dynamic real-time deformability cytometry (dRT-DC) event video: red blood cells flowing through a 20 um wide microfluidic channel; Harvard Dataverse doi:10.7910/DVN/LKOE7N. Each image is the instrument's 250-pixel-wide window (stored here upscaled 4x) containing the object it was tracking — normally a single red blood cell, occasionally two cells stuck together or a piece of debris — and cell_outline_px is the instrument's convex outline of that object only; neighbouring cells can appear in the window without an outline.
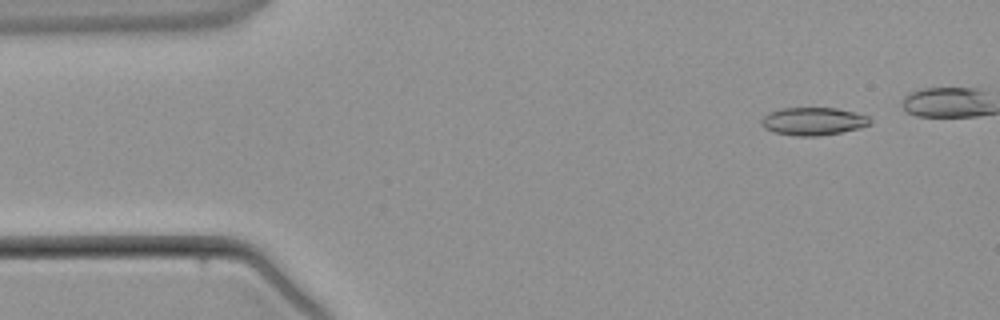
{"species": "common noctule bat (a hibernating species)", "species_latin": "Nyctalus noctula", "temperature_condition": "warm", "stored_images_in_passage": 4, "camera_frame_rate_fps": 3000, "um_per_image_px": 0.085, "animal": {"sex": "male", "body_mass_g": 21.5, "forearm_length_mm": 52.0}, "frame": {"image": 1, "passage_image": 1, "time_ms": 0.0, "image_size_px": [1000, 320], "cell_outline_px": [[872, 124], [860, 128], [820, 136], [796, 136], [772, 132], [764, 128], [760, 124], [760, 120], [768, 112], [780, 108], [836, 108], [868, 116], [872, 120]], "centroid_in_image_um": [69.09, 10.31], "position_along_channel_um": 15.9, "area_um2": 17.8}}